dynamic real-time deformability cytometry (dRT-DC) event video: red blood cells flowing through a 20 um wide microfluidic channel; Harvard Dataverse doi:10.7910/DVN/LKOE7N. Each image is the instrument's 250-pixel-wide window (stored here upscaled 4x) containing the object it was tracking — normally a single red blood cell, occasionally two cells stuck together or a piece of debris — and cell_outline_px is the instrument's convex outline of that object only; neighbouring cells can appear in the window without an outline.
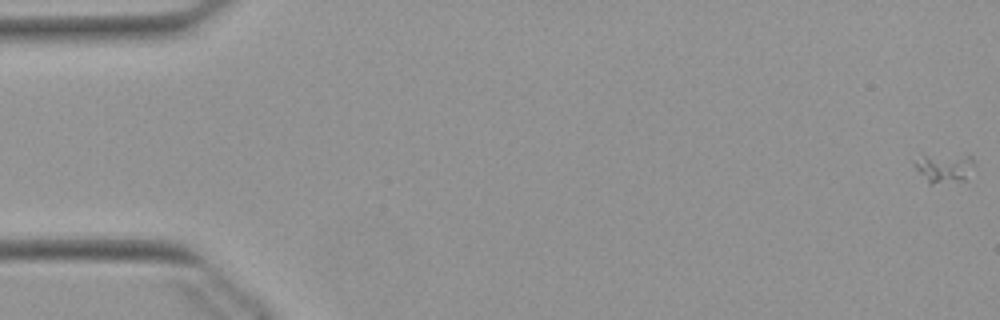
{"species": "Egyptian fruit bat (a non-hibernating species)", "species_latin": "Rousettus aegyptiacus", "temperature_condition": "warm", "stored_images_in_passage": 54, "camera_frame_rate_fps": 3000, "um_per_image_px": 0.085, "animal": {"sex": "female"}, "frame": {"image": 1, "passage_image": 1, "time_ms": 0.0, "image_size_px": [1000, 320], "cell_outline_px": [[976, 164], [964, 180], [932, 184], [928, 184], [916, 168], [912, 160], [920, 152], [972, 156]], "centroid_in_image_um": [80.19, 14.2], "position_along_channel_um": 4.8, "area_um2": 10.81}}
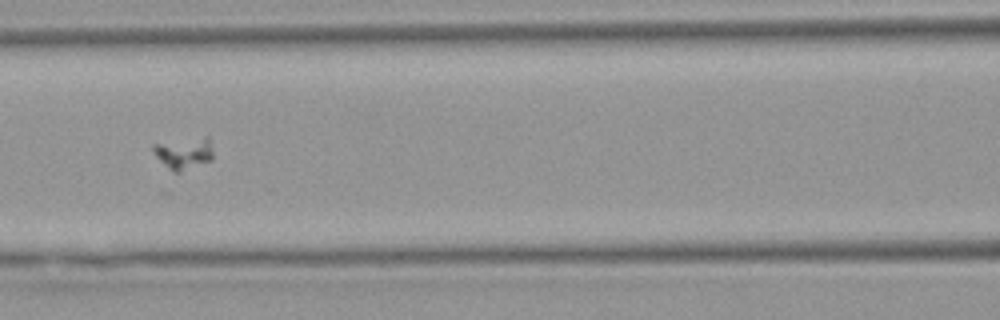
{"frame": {"image": 2, "passage_image": 24, "time_ms": 7.667, "image_size_px": [1000, 320], "cell_outline_px": [[212, 160], [180, 172], [176, 172], [168, 168], [152, 152], [152, 144], [208, 136], [212, 152]], "centroid_in_image_um": [15.62, 13.02], "position_along_channel_um": 151.0, "area_um2": 10.87}}
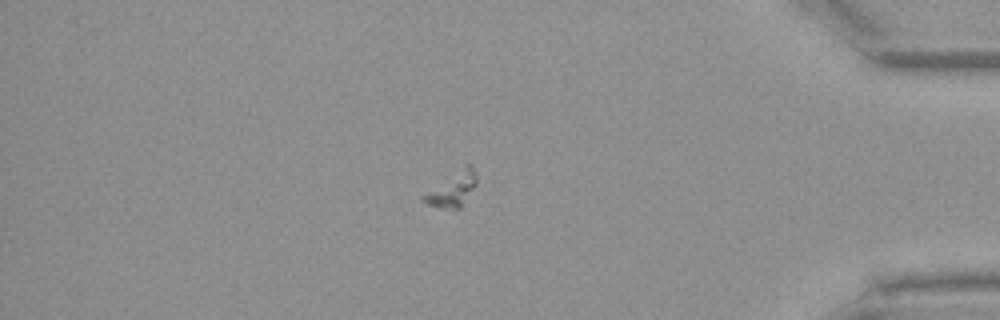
{"frame": {"image": 3, "passage_image": 46, "time_ms": 15.0, "image_size_px": [1000, 320], "cell_outline_px": [[476, 184], [460, 208], [440, 208], [428, 204], [420, 200], [420, 196], [468, 160], [472, 164], [476, 176]], "centroid_in_image_um": [38.44, 16.01], "position_along_channel_um": 396.8, "area_um2": 10.92}}